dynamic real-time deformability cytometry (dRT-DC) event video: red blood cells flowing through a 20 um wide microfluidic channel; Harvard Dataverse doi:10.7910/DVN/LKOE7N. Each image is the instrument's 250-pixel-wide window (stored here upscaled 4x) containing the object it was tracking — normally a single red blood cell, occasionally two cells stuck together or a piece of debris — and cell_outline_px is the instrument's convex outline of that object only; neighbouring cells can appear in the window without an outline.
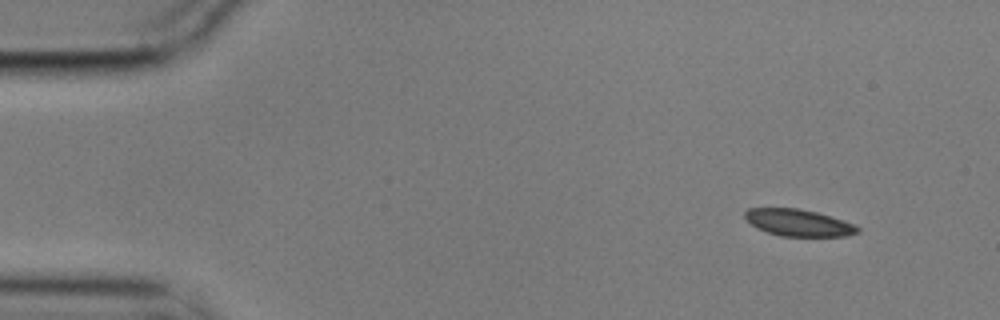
{"species": "common noctule bat (a hibernating species)", "species_latin": "Nyctalus noctula", "temperature_condition": "cold", "stored_images_in_passage": 5, "segment_of_instrument_passage": [1, 2], "camera_frame_rate_fps": 3000, "um_per_image_px": 0.085, "animal": {"sex": "male", "body_mass_g": 17.9}, "frame": {"image": 1, "passage_image": 1, "time_ms": 0.0, "image_size_px": [1000, 320], "cell_outline_px": [[860, 232], [848, 236], [780, 236], [756, 228], [744, 216], [744, 212], [748, 208], [796, 208], [816, 212], [844, 220], [856, 224], [860, 228]], "centroid_in_image_um": [67.91, 18.93], "position_along_channel_um": 17.1, "area_um2": 17.69}}
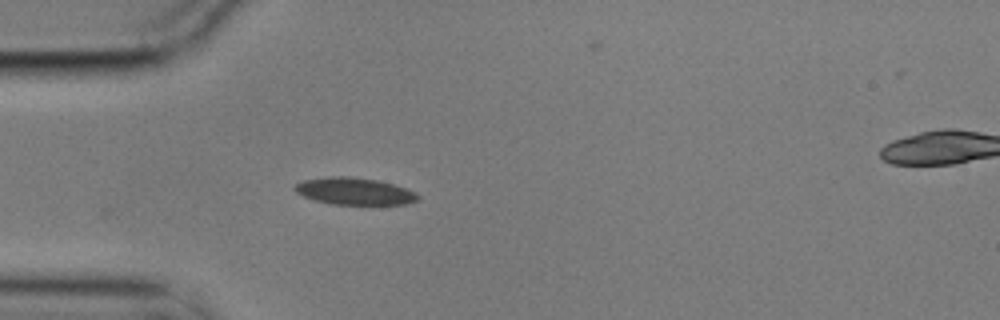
{"frame": {"image": 2, "passage_image": 4, "time_ms": 1.0, "image_size_px": [1000, 320], "cell_outline_px": [[420, 200], [404, 204], [332, 204], [316, 200], [304, 196], [296, 192], [292, 188], [296, 184], [304, 180], [328, 176], [348, 176], [376, 180], [392, 184], [416, 192], [420, 196]], "centroid_in_image_um": [30.13, 16.25], "position_along_channel_um": 54.9, "area_um2": 19.25}}